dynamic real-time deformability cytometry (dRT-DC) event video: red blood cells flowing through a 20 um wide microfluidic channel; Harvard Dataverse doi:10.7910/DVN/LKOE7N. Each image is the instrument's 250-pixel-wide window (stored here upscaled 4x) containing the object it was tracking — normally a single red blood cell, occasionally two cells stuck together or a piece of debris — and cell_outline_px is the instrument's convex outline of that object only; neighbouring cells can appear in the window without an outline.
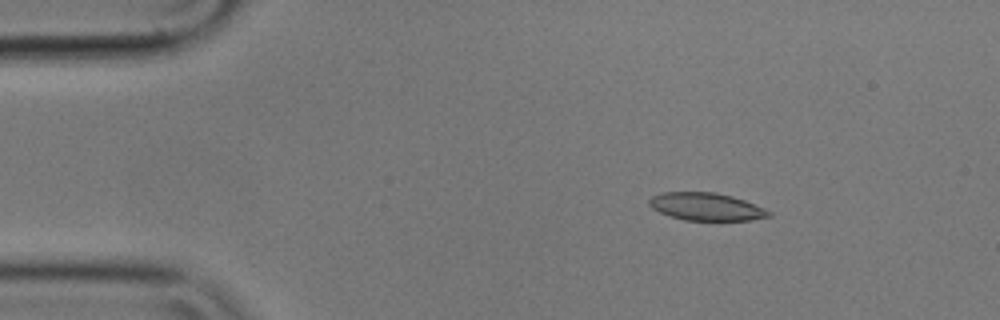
{"species": "common noctule bat (a hibernating species)", "species_latin": "Nyctalus noctula", "temperature_condition": "cold", "stored_images_in_passage": 55, "camera_frame_rate_fps": 3000, "um_per_image_px": 0.085, "animal": {"sex": "male", "body_mass_g": 17.9}, "frame": {"image": 1, "passage_image": 8, "time_ms": 2.333, "image_size_px": [1000, 320], "cell_outline_px": [[772, 216], [748, 220], [684, 220], [660, 212], [652, 208], [648, 204], [648, 200], [652, 196], [660, 192], [716, 192], [732, 196], [744, 200], [764, 208], [772, 212]], "centroid_in_image_um": [60.02, 17.56], "position_along_channel_um": 25.0, "area_um2": 19.25}}
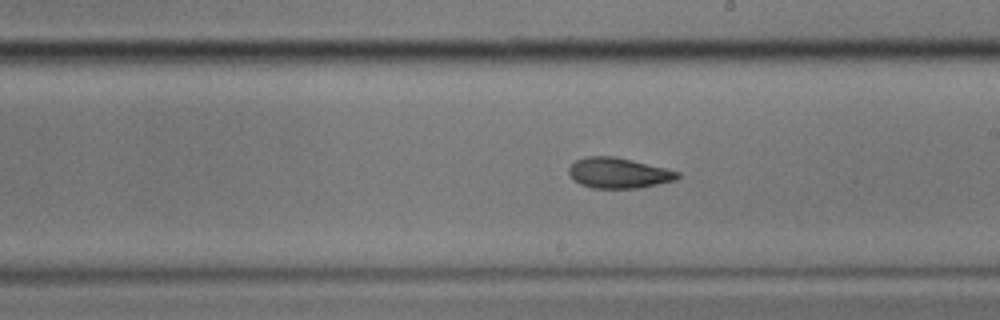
{"frame": {"image": 2, "passage_image": 31, "time_ms": 10.0, "image_size_px": [1000, 320], "cell_outline_px": [[680, 176], [676, 180], [640, 188], [592, 188], [580, 184], [568, 172], [568, 168], [576, 160], [584, 156], [616, 156], [680, 172]], "centroid_in_image_um": [52.58, 14.7], "position_along_channel_um": 236.4, "area_um2": 19.25}}
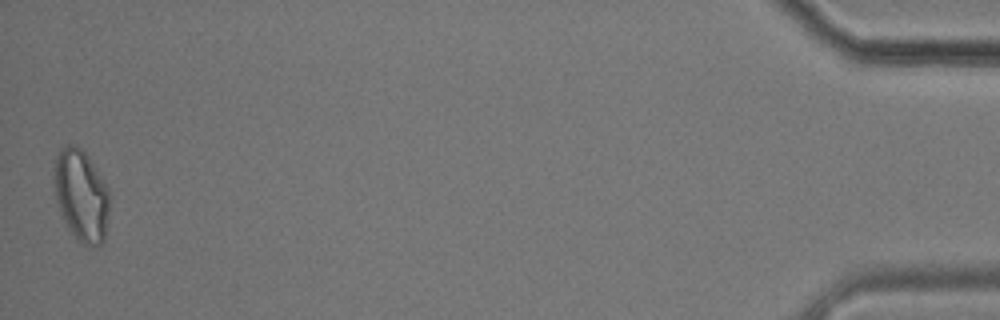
{"frame": {"image": 3, "passage_image": 55, "time_ms": 18.0, "image_size_px": [1000, 320], "cell_outline_px": [[108, 212], [104, 240], [100, 244], [84, 244], [76, 240], [68, 228], [60, 212], [56, 200], [52, 176], [56, 156], [60, 148], [64, 144], [76, 144], [88, 156], [108, 188]], "centroid_in_image_um": [6.86, 16.56], "position_along_channel_um": 428.3, "area_um2": 29.59}, "authors_computed_cell_mechanics": {"area_um2": 19.9988, "velocity_mm_per_s": 3.5575, "shape_relaxation_time_tau1_ms": 6.3453, "shape_relaxation_time_tau2_ms": 2.9491, "deformation_change_tau1": 0.1394, "deformation_change_tau2": 0.0859}}